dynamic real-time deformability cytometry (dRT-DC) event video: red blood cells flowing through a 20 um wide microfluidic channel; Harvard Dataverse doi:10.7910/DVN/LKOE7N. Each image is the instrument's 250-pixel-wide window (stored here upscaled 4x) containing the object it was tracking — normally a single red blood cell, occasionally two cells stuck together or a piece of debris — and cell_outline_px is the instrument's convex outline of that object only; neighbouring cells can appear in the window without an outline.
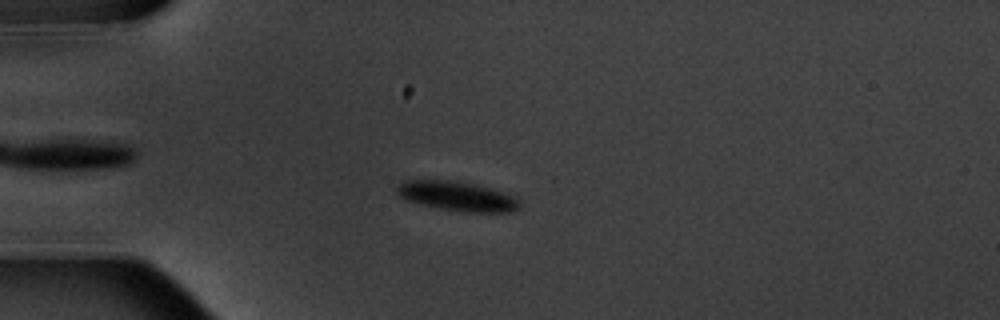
{"species": "common noctule bat (a hibernating species)", "species_latin": "Nyctalus noctula", "temperature_condition": "warm", "stored_images_in_passage": 7, "camera_frame_rate_fps": 3000, "um_per_image_px": 0.085, "animal": {"sex": "male", "body_mass_g": 20.1, "forearm_length_mm": 53.5}, "frame": {"image": 1, "passage_image": 4, "time_ms": 3.667, "image_size_px": [1000, 320], "cell_outline_px": [[520, 208], [512, 212], [460, 212], [420, 204], [404, 200], [396, 192], [396, 184], [404, 180], [448, 180], [472, 184], [492, 188], [504, 192], [520, 200]], "centroid_in_image_um": [38.84, 16.68], "position_along_channel_um": 46.2, "area_um2": 21.27}}